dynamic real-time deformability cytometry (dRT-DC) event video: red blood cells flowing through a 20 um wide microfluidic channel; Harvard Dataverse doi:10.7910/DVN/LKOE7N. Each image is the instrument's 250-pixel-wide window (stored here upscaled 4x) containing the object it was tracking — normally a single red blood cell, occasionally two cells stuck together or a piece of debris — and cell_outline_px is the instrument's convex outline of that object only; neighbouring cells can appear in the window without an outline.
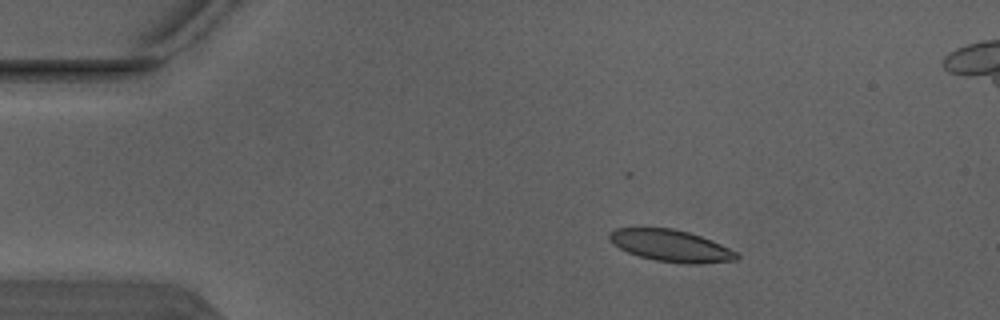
{"species": "Egyptian fruit bat (a non-hibernating species)", "species_latin": "Rousettus aegyptiacus", "temperature_condition": "warm", "stored_images_in_passage": 5, "camera_frame_rate_fps": 3000, "um_per_image_px": 0.085, "animal": {"sex": "male"}, "frame": {"image": 1, "passage_image": 1, "time_ms": 0.0, "image_size_px": [1000, 320], "cell_outline_px": [[740, 256], [736, 260], [696, 264], [692, 264], [656, 260], [640, 256], [628, 252], [620, 248], [608, 236], [616, 228], [672, 228], [688, 232], [712, 240], [736, 252]], "centroid_in_image_um": [57.07, 20.88], "position_along_channel_um": 27.9, "area_um2": 23.06}}
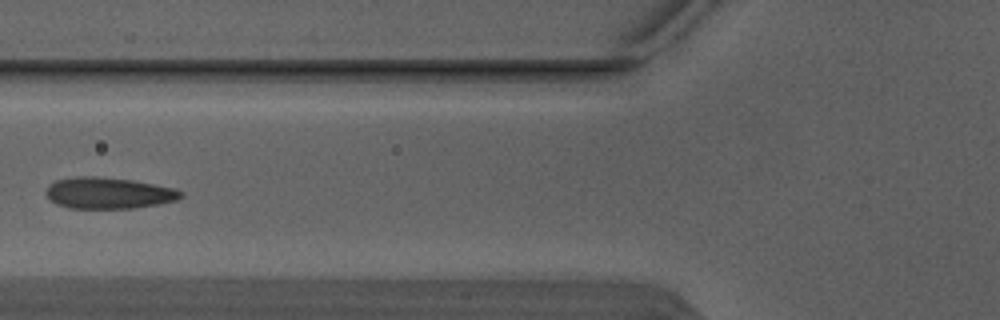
{"frame": {"image": 2, "passage_image": 4, "time_ms": 1.0, "image_size_px": [1000, 320], "cell_outline_px": [[184, 196], [176, 200], [156, 204], [132, 208], [68, 208], [56, 204], [44, 192], [48, 184], [56, 180], [76, 176], [100, 176], [132, 180], [172, 188], [184, 192]], "centroid_in_image_um": [9.18, 16.4], "position_along_channel_um": 116.6, "area_um2": 24.57}}